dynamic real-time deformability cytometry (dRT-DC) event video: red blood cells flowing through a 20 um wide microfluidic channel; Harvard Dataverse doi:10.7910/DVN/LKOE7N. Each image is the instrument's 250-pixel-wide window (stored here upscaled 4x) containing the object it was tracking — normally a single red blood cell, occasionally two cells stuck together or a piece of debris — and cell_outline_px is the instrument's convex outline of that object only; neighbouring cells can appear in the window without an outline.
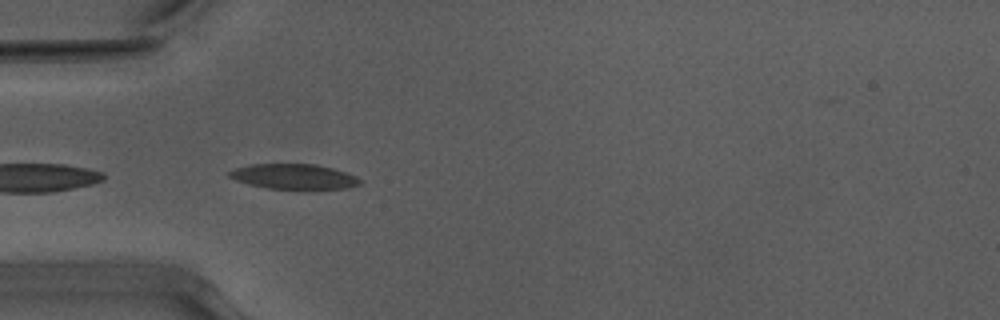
{"species": "Egyptian fruit bat (a non-hibernating species)", "species_latin": "Rousettus aegyptiacus", "temperature_condition": "warm", "stored_images_in_passage": 3, "camera_frame_rate_fps": 3000, "um_per_image_px": 0.085, "animal": {"sex": "male"}, "frame": {"image": 1, "passage_image": 1, "time_ms": 0.0, "image_size_px": [1000, 320], "cell_outline_px": [[360, 184], [348, 188], [304, 192], [300, 192], [268, 188], [248, 184], [236, 180], [228, 176], [228, 172], [236, 168], [252, 164], [316, 164], [332, 168], [356, 176], [360, 180]], "centroid_in_image_um": [25.02, 15.06], "position_along_channel_um": 60.0, "area_um2": 19.94}}